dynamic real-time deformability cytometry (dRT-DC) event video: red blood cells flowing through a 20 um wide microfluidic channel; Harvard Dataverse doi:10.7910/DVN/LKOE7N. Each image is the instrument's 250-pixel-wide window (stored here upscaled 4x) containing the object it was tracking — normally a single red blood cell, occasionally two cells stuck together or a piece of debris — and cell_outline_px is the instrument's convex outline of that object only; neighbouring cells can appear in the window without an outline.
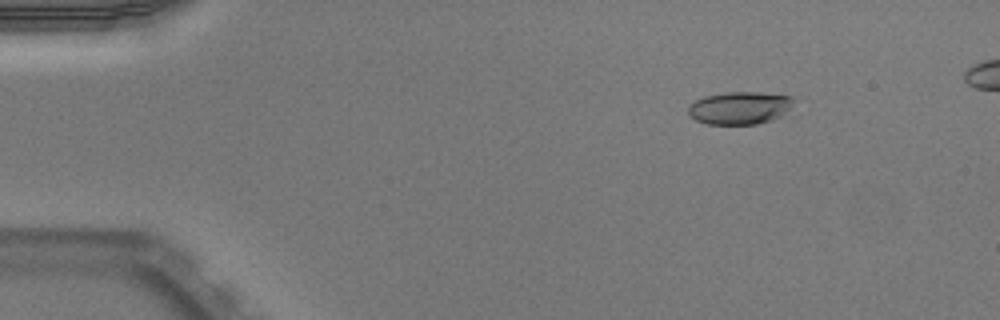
{"species": "Egyptian fruit bat (a non-hibernating species)", "species_latin": "Rousettus aegyptiacus", "temperature_condition": "warm", "stored_images_in_passage": 50, "camera_frame_rate_fps": 3000, "um_per_image_px": 0.085, "animal": {"sex": "male"}, "frame": {"image": 1, "passage_image": 7, "time_ms": 2.0, "image_size_px": [1000, 320], "cell_outline_px": [[792, 108], [772, 120], [756, 124], [708, 124], [696, 120], [688, 112], [688, 104], [704, 96], [728, 92], [760, 92], [792, 96]], "centroid_in_image_um": [62.87, 9.16], "position_along_channel_um": 22.1, "area_um2": 20.0}}
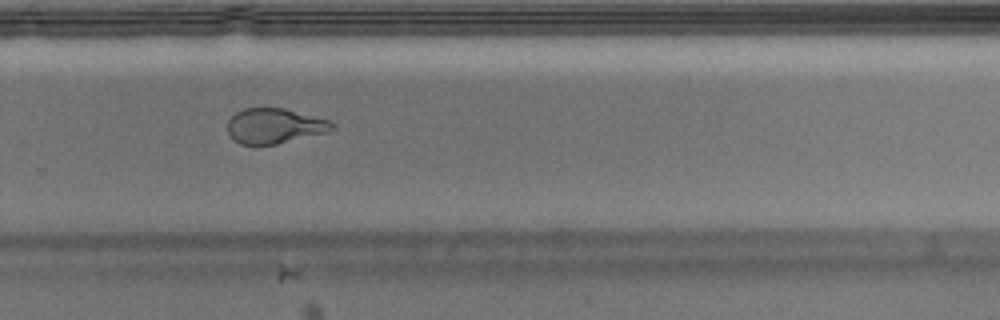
{"frame": {"image": 2, "passage_image": 35, "time_ms": 11.333, "image_size_px": [1000, 320], "cell_outline_px": [[336, 128], [332, 132], [276, 144], [240, 144], [232, 140], [228, 132], [228, 120], [236, 112], [244, 108], [284, 108], [332, 120], [336, 124]], "centroid_in_image_um": [23.41, 10.7], "position_along_channel_um": 306.4, "area_um2": 21.85}}
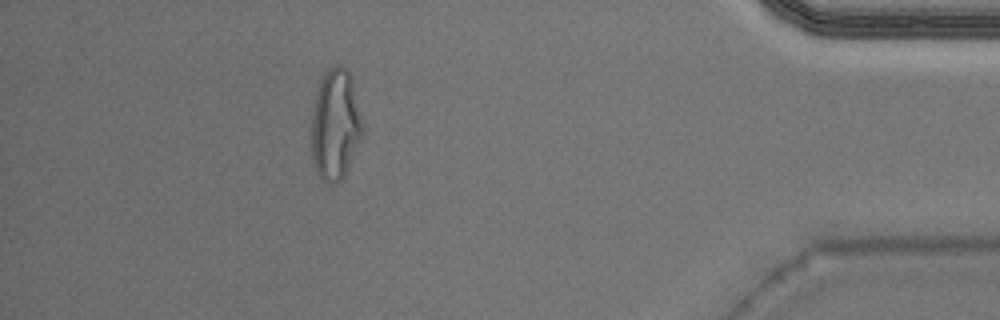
{"frame": {"image": 3, "passage_image": 46, "time_ms": 15.0, "image_size_px": [1000, 320], "cell_outline_px": [[364, 136], [344, 176], [336, 184], [328, 184], [320, 180], [316, 172], [312, 156], [312, 112], [316, 92], [320, 80], [324, 72], [328, 68], [336, 64], [340, 64], [352, 76], [364, 124]], "centroid_in_image_um": [28.53, 10.6], "position_along_channel_um": 406.7, "area_um2": 33.87}}